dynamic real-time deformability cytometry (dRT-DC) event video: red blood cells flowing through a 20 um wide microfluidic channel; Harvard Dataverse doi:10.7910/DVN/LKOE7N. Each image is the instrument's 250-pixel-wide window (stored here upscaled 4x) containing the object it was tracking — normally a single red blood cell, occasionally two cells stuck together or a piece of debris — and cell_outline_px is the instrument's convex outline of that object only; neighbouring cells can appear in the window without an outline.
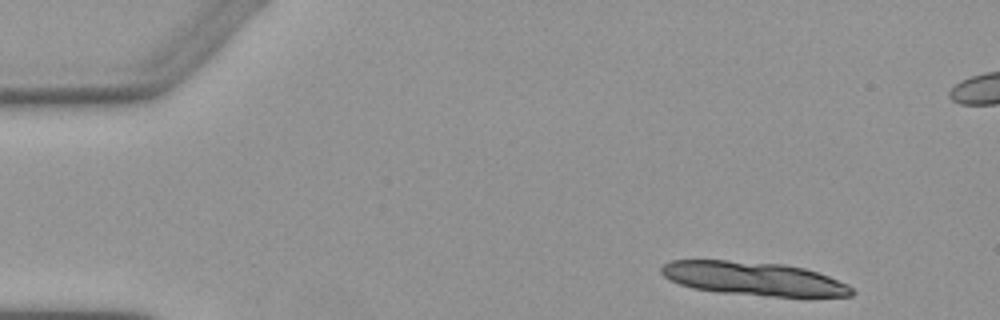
{"species": "Egyptian fruit bat (a non-hibernating species)", "species_latin": "Rousettus aegyptiacus", "temperature_condition": "warm", "stored_images_in_passage": 4, "camera_frame_rate_fps": 3000, "um_per_image_px": 0.085, "animal": {"sex": "female"}, "frame": {"image": 1, "passage_image": 1, "time_ms": 0.0, "image_size_px": [1000, 320], "cell_outline_px": [[856, 292], [852, 296], [764, 296], [716, 292], [692, 288], [668, 280], [660, 272], [660, 268], [664, 264], [672, 260], [728, 260], [784, 264], [804, 268], [828, 276], [848, 284]], "centroid_in_image_um": [64.03, 23.68], "position_along_channel_um": 21.0, "area_um2": 37.4}}